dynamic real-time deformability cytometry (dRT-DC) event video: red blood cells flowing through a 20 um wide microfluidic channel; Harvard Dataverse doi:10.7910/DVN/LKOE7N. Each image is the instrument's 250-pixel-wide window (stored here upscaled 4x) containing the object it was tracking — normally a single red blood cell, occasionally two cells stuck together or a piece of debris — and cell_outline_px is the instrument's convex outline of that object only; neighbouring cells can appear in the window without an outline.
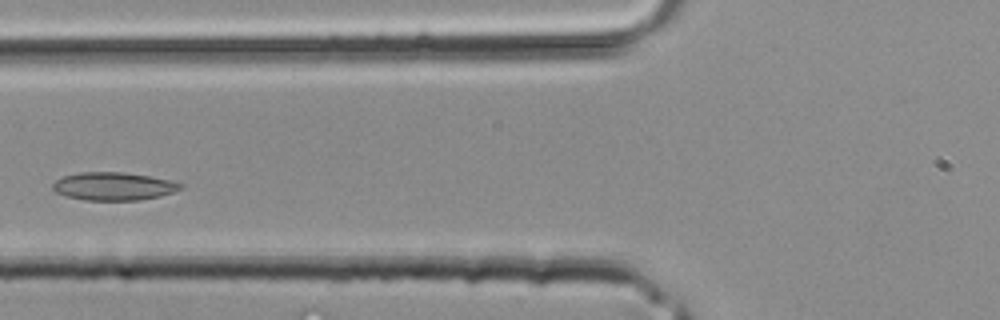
{"species": "common noctule bat (a hibernating species)", "species_latin": "Nyctalus noctula", "temperature_condition": "room temperature", "stored_images_in_passage": 27, "segment_of_instrument_passage": [1, 2], "camera_frame_rate_fps": 3000, "um_per_image_px": 0.085, "animal": {"sex": "male", "body_mass_g": 20.4}, "frame": {"image": 1, "passage_image": 5, "time_ms": 1.333, "image_size_px": [1000, 320], "cell_outline_px": [[184, 188], [160, 196], [140, 200], [84, 200], [68, 196], [56, 192], [52, 188], [52, 184], [56, 180], [64, 176], [80, 172], [120, 172], [148, 176], [172, 180], [184, 184]], "centroid_in_image_um": [9.68, 15.83], "position_along_channel_um": 116.1, "area_um2": 20.81}}
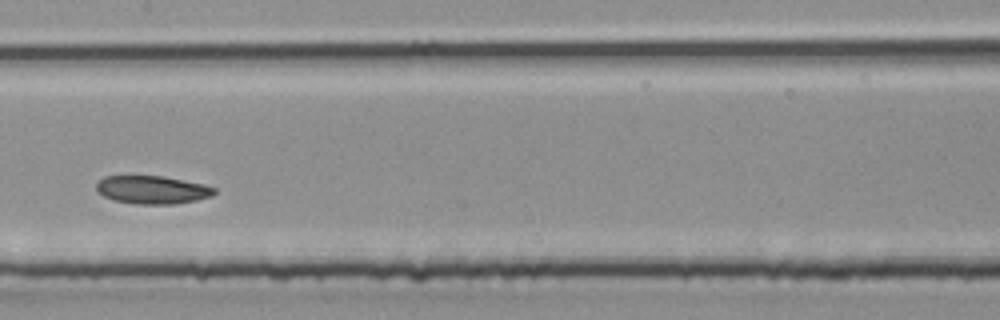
{"frame": {"image": 2, "passage_image": 9, "time_ms": 2.667, "image_size_px": [1000, 320], "cell_outline_px": [[216, 192], [212, 196], [196, 200], [176, 204], [136, 204], [112, 200], [96, 192], [96, 180], [104, 176], [164, 176], [204, 184], [216, 188]], "centroid_in_image_um": [12.92, 16.13], "position_along_channel_um": 194.5, "area_um2": 19.59}}
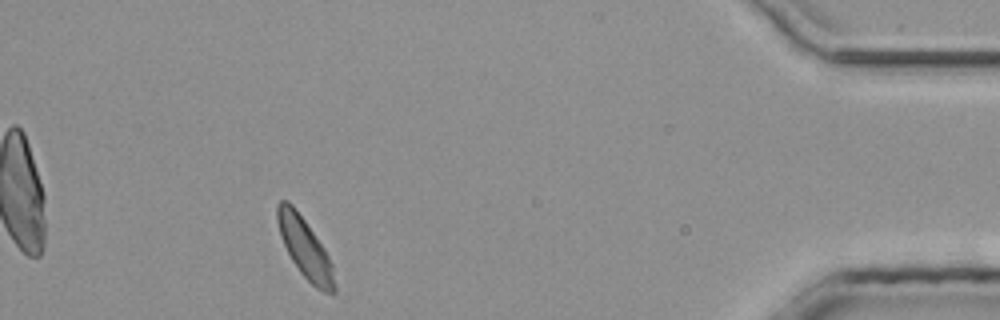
{"frame": {"image": 3, "passage_image": 23, "time_ms": 7.333, "image_size_px": [1000, 320], "cell_outline_px": [[336, 292], [332, 296], [316, 288], [300, 272], [292, 260], [280, 236], [276, 220], [276, 204], [280, 200], [288, 200], [292, 204], [304, 220], [324, 248], [332, 264], [336, 284]], "centroid_in_image_um": [25.92, 21.1], "position_along_channel_um": 409.3, "area_um2": 19.94}}